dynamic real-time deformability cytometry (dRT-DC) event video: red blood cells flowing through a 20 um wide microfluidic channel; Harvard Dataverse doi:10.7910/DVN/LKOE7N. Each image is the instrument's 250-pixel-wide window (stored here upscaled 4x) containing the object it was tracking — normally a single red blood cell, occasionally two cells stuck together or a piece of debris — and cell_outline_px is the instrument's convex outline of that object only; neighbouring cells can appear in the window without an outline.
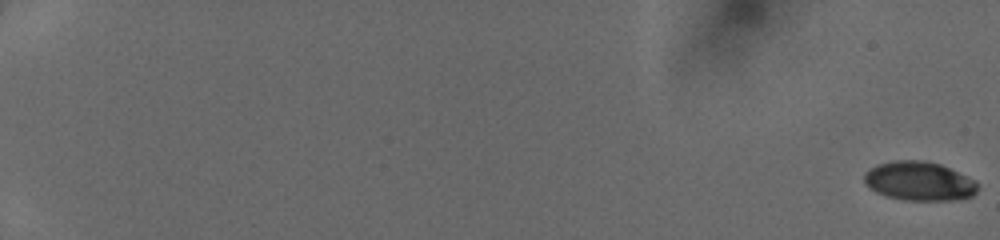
{"species": "human", "species_latin": "Homo sapiens", "temperature_condition": "cold", "stored_images_in_passage": 52, "camera_frame_rate_fps": 3000, "um_per_image_px": 0.085, "donor": {"sex": "female"}, "frame": {"image": 1, "passage_image": 1, "time_ms": 0.0, "image_size_px": [1000, 240], "cell_outline_px": [[976, 192], [972, 196], [952, 200], [904, 200], [888, 196], [876, 192], [868, 188], [864, 184], [864, 172], [868, 168], [876, 164], [892, 160], [924, 160], [940, 164], [976, 180]], "centroid_in_image_um": [78.07, 15.38], "position_along_channel_um": 6.9, "area_um2": 25.95}}
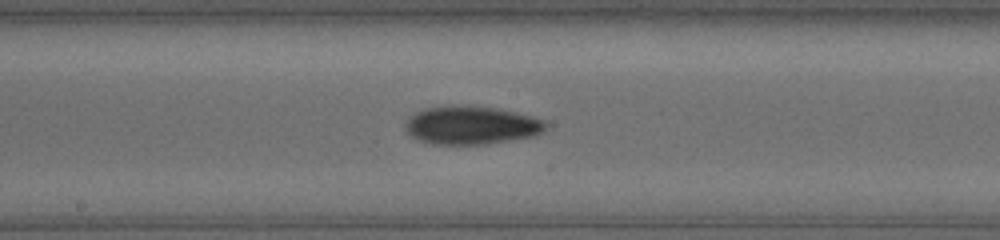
{"frame": {"image": 2, "passage_image": 32, "time_ms": 10.333, "image_size_px": [1000, 240], "cell_outline_px": [[548, 128], [536, 136], [488, 144], [432, 144], [420, 140], [412, 136], [404, 128], [404, 124], [416, 112], [424, 108], [496, 108], [516, 112], [532, 116], [544, 120], [548, 124]], "centroid_in_image_um": [40.14, 10.69], "position_along_channel_um": 208.1, "area_um2": 30.58}}
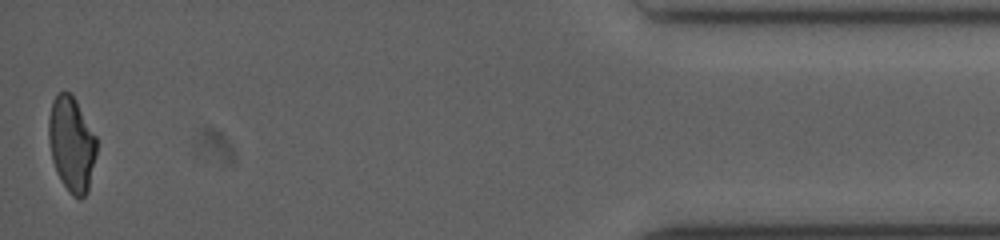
{"frame": {"image": 3, "passage_image": 52, "time_ms": 17.0, "image_size_px": [1000, 240], "cell_outline_px": [[96, 156], [88, 192], [80, 200], [72, 196], [68, 192], [60, 180], [56, 172], [52, 160], [48, 136], [48, 116], [52, 100], [56, 92], [68, 92], [76, 100], [96, 136]], "centroid_in_image_um": [6.07, 12.27], "position_along_channel_um": 429.1, "area_um2": 26.88}}